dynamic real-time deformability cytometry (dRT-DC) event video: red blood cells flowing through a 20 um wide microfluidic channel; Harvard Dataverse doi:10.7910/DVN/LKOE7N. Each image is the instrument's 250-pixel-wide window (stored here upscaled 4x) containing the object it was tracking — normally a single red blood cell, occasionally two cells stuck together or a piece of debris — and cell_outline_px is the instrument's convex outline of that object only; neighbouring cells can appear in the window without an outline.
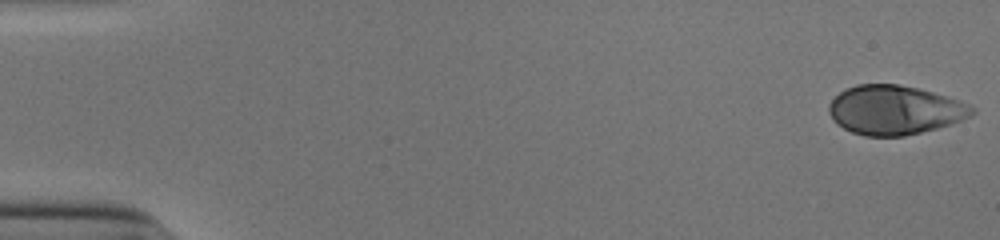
{"species": "human", "species_latin": "Homo sapiens", "temperature_condition": "cold", "stored_images_in_passage": 52, "camera_frame_rate_fps": 3000, "um_per_image_px": 0.085, "donor": {"sex": "male"}, "frame": {"image": 1, "passage_image": 1, "time_ms": 0.0, "image_size_px": [1000, 240], "cell_outline_px": [[976, 112], [972, 116], [964, 120], [936, 128], [904, 136], [864, 136], [852, 132], [836, 124], [832, 120], [828, 112], [828, 104], [844, 88], [856, 84], [896, 84], [916, 88], [932, 92], [960, 100], [968, 104]], "centroid_in_image_um": [76.03, 9.35], "position_along_channel_um": 9.0, "area_um2": 41.1}}
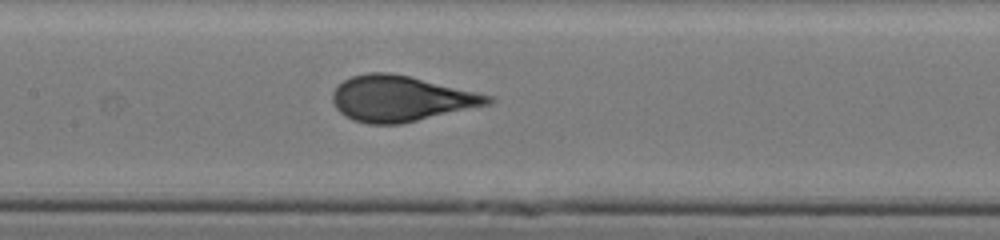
{"frame": {"image": 2, "passage_image": 26, "time_ms": 8.333, "image_size_px": [1000, 240], "cell_outline_px": [[496, 100], [492, 104], [400, 124], [368, 124], [352, 120], [344, 116], [336, 108], [332, 100], [332, 92], [344, 80], [352, 76], [368, 72], [388, 72], [408, 76], [492, 96]], "centroid_in_image_um": [34.06, 8.39], "position_along_channel_um": 173.3, "area_um2": 41.15}}
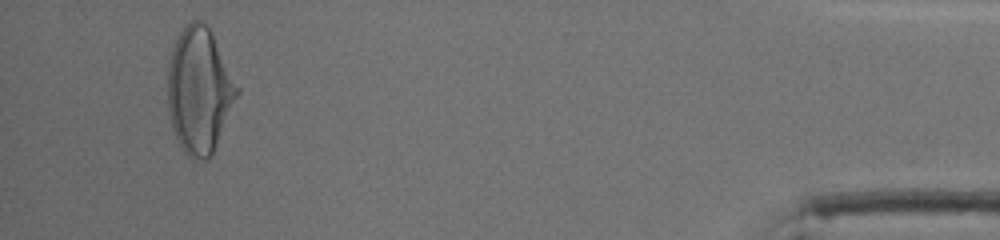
{"frame": {"image": 3, "passage_image": 50, "time_ms": 16.333, "image_size_px": [1000, 240], "cell_outline_px": [[240, 92], [212, 152], [208, 160], [192, 160], [180, 148], [176, 140], [172, 128], [168, 112], [168, 64], [172, 48], [176, 36], [192, 20], [200, 20], [212, 32], [240, 88]], "centroid_in_image_um": [16.93, 7.7], "position_along_channel_um": 418.3, "area_um2": 50.92}, "authors_computed_cell_mechanics": {"area_um2": 40.9513, "velocity_mm_per_s": 3.9007, "shape_relaxation_time_tau1_ms": 4.4487, "shape_relaxation_time_tau2_ms": null, "deformation_change_tau1": 0.2056, "deformation_change_tau2": null}}